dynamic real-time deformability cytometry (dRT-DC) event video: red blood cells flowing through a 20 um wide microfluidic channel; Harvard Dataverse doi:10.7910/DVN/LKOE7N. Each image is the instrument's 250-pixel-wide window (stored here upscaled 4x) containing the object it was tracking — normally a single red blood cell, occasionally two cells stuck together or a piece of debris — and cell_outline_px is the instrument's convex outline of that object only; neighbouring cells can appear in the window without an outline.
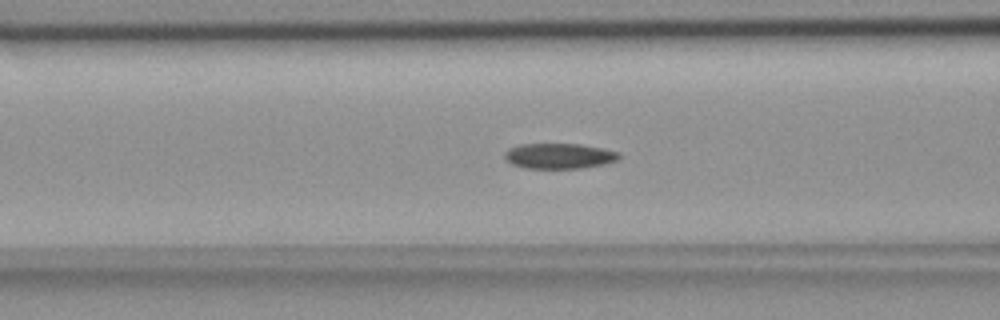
{"species": "common noctule bat (a hibernating species)", "species_latin": "Nyctalus noctula", "temperature_condition": "room temperature", "stored_images_in_passage": 40, "segment_of_instrument_passage": [1, 2], "camera_frame_rate_fps": 3000, "um_per_image_px": 0.085, "animal": {"sex": "female", "body_mass_g": 18.4}, "frame": {"image": 1, "passage_image": 5, "time_ms": 1.333, "image_size_px": [1000, 320], "cell_outline_px": [[620, 156], [616, 160], [604, 164], [580, 168], [524, 168], [512, 164], [504, 156], [504, 152], [508, 148], [520, 144], [580, 144], [620, 152]], "centroid_in_image_um": [47.5, 13.25], "position_along_channel_um": 119.1, "area_um2": 16.82}}
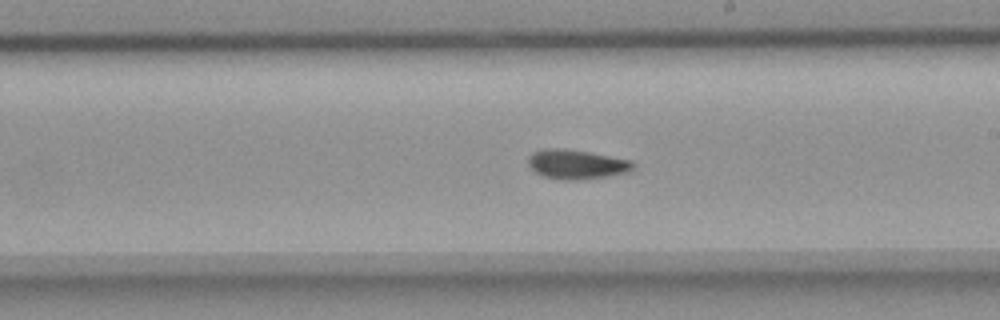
{"frame": {"image": 2, "passage_image": 15, "time_ms": 4.667, "image_size_px": [1000, 320], "cell_outline_px": [[636, 164], [632, 168], [624, 172], [608, 176], [576, 180], [560, 180], [544, 176], [536, 172], [528, 164], [528, 156], [532, 152], [544, 148], [564, 148], [588, 152], [632, 160]], "centroid_in_image_um": [48.97, 13.95], "position_along_channel_um": 240.0, "area_um2": 17.92}}
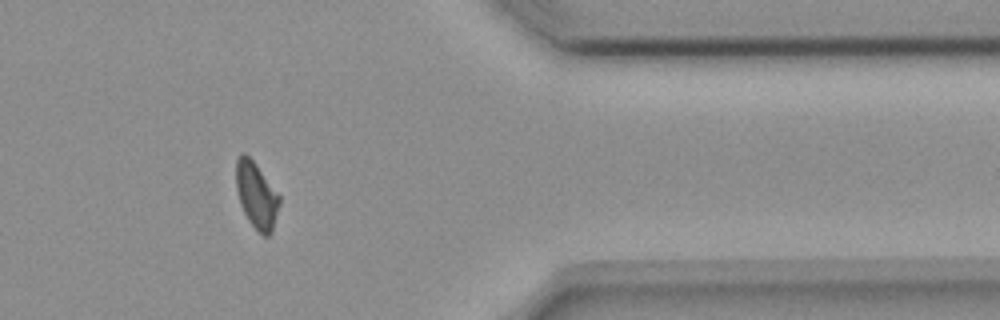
{"frame": {"image": 3, "passage_image": 29, "time_ms": 9.333, "image_size_px": [1000, 320], "cell_outline_px": [[280, 204], [272, 232], [268, 236], [264, 236], [248, 220], [240, 204], [236, 188], [236, 160], [240, 152], [244, 152], [256, 164], [280, 196]], "centroid_in_image_um": [21.79, 16.58], "position_along_channel_um": 389.6, "area_um2": 16.65}}